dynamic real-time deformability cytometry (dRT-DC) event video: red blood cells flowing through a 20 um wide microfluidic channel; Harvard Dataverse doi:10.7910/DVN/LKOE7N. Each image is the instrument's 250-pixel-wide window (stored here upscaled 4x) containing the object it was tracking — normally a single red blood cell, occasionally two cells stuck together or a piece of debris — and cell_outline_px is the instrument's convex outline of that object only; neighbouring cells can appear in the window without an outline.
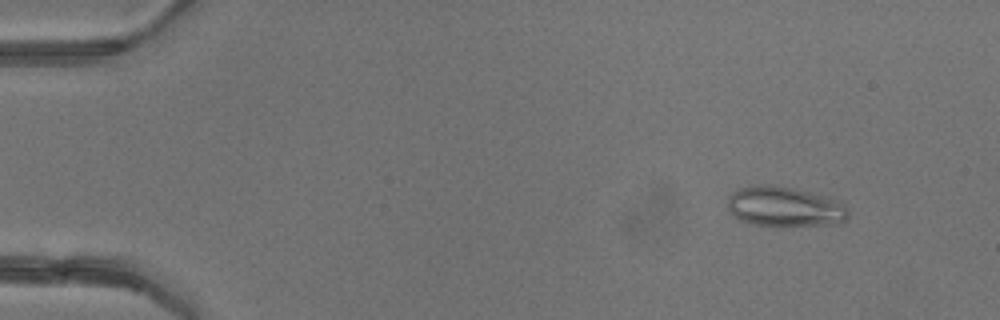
{"species": "common noctule bat (a hibernating species)", "species_latin": "Nyctalus noctula", "temperature_condition": "warm", "stored_images_in_passage": 3, "camera_frame_rate_fps": 3000, "um_per_image_px": 0.085, "animal": {"sex": "female"}, "frame": {"image": 1, "passage_image": 1, "time_ms": 0.0, "image_size_px": [1000, 320], "cell_outline_px": [[848, 216], [840, 224], [752, 224], [740, 220], [732, 216], [728, 208], [728, 196], [732, 192], [740, 188], [760, 184], [768, 184], [792, 188], [808, 192], [836, 200], [844, 204], [848, 208]], "centroid_in_image_um": [66.65, 17.55], "position_along_channel_um": 18.3, "area_um2": 27.51}}